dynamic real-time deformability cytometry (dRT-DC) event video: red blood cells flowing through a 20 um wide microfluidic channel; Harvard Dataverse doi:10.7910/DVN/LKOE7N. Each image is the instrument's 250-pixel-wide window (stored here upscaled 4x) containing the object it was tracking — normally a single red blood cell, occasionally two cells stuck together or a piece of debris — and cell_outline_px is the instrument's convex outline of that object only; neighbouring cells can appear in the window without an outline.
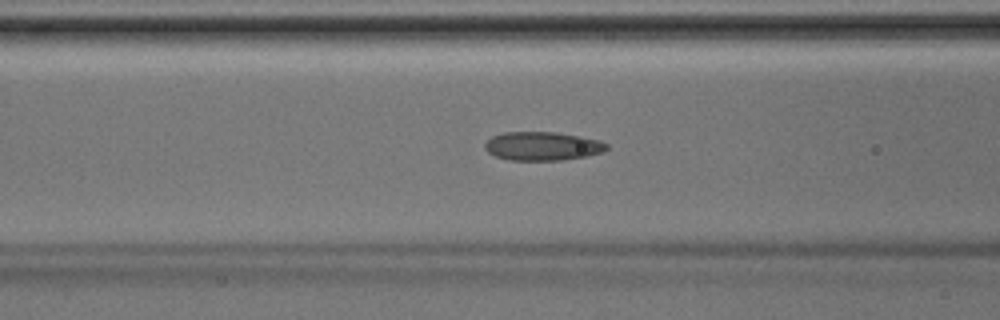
{"species": "Egyptian fruit bat (a non-hibernating species)", "species_latin": "Rousettus aegyptiacus", "temperature_condition": "room temperature", "stored_images_in_passage": 43, "camera_frame_rate_fps": 3000, "um_per_image_px": 0.085, "animal": {"sex": "male"}, "frame": {"image": 1, "passage_image": 17, "time_ms": 5.333, "image_size_px": [1000, 320], "cell_outline_px": [[608, 148], [604, 152], [588, 156], [560, 160], [508, 160], [496, 156], [488, 152], [484, 148], [484, 144], [492, 136], [504, 132], [556, 132], [580, 136], [600, 140], [608, 144]], "centroid_in_image_um": [46.13, 12.42], "position_along_channel_um": 120.5, "area_um2": 20.46}}
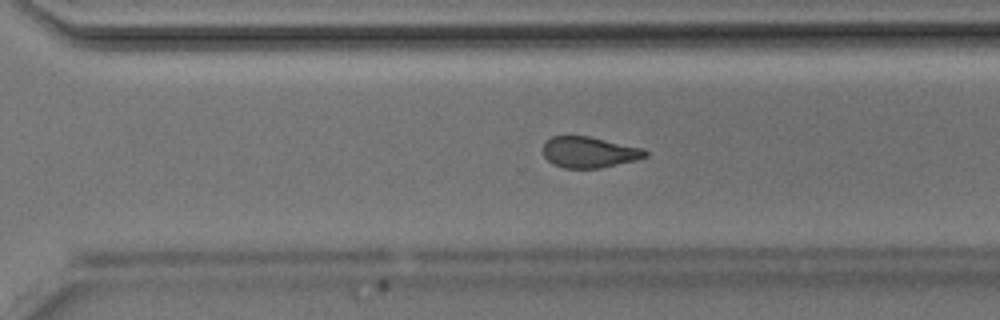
{"frame": {"image": 2, "passage_image": 30, "time_ms": 9.667, "image_size_px": [1000, 320], "cell_outline_px": [[648, 156], [636, 160], [600, 168], [564, 168], [552, 164], [544, 156], [544, 140], [552, 136], [588, 136], [644, 148], [648, 152]], "centroid_in_image_um": [50.08, 12.93], "position_along_channel_um": 320.5, "area_um2": 18.55}}
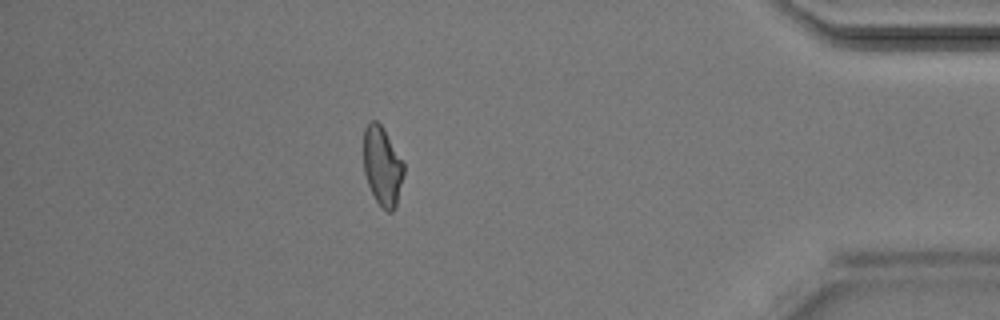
{"frame": {"image": 3, "passage_image": 38, "time_ms": 12.333, "image_size_px": [1000, 320], "cell_outline_px": [[404, 172], [396, 208], [392, 212], [388, 212], [376, 200], [368, 184], [364, 172], [364, 128], [372, 120], [376, 120], [384, 128], [404, 164]], "centroid_in_image_um": [32.5, 14.11], "position_along_channel_um": 402.7, "area_um2": 18.38}}